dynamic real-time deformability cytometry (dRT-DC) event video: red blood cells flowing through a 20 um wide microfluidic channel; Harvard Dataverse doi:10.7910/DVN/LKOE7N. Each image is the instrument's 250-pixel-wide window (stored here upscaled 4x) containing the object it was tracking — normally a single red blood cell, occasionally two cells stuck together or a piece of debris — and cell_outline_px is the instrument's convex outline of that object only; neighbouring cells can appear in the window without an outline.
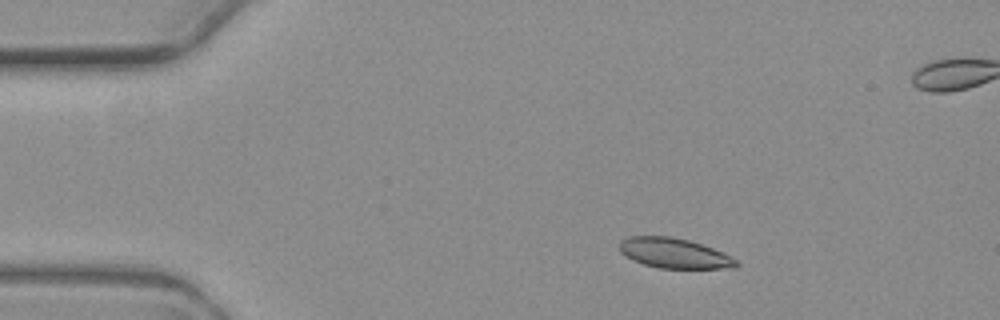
{"species": "common noctule bat (a hibernating species)", "species_latin": "Nyctalus noctula", "temperature_condition": "warm", "stored_images_in_passage": 5, "camera_frame_rate_fps": 3000, "um_per_image_px": 0.085, "animal": {"sex": "female", "body_mass_g": 19.3, "forearm_length_mm": 54.1}, "frame": {"image": 1, "passage_image": 2, "time_ms": 1.333, "image_size_px": [1000, 320], "cell_outline_px": [[740, 264], [736, 268], [660, 268], [644, 264], [632, 260], [624, 256], [620, 252], [620, 240], [628, 236], [672, 236], [688, 240], [712, 248], [736, 260]], "centroid_in_image_um": [57.26, 21.52], "position_along_channel_um": 27.7, "area_um2": 20.35}}